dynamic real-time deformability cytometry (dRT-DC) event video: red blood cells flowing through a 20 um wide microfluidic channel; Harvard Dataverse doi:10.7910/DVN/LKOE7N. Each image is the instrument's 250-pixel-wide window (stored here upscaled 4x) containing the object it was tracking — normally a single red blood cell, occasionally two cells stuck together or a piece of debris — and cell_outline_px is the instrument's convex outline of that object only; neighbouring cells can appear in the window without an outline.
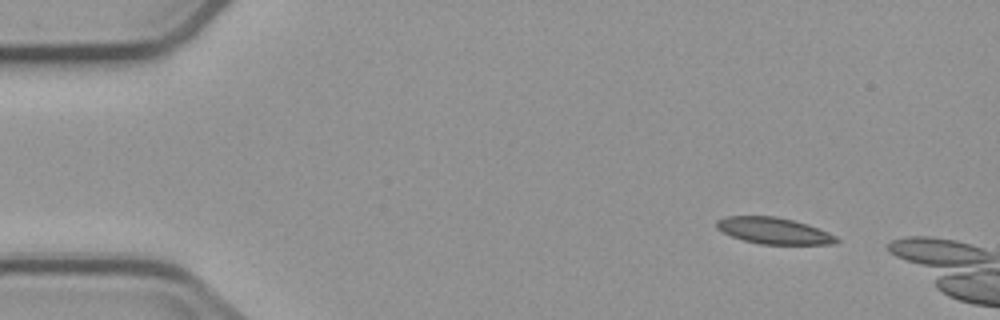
{"species": "common noctule bat (a hibernating species)", "species_latin": "Nyctalus noctula", "temperature_condition": "cold", "stored_images_in_passage": 5, "camera_frame_rate_fps": 3000, "um_per_image_px": 0.085, "animal": {"sex": "male", "body_mass_g": 23.1, "forearm_length_mm": 52.7}, "frame": {"image": 1, "passage_image": 1, "time_ms": 0.0, "image_size_px": [1000, 320], "cell_outline_px": [[840, 240], [836, 244], [760, 244], [744, 240], [732, 236], [716, 228], [716, 220], [728, 216], [776, 216], [808, 224], [828, 232], [836, 236]], "centroid_in_image_um": [65.79, 19.61], "position_along_channel_um": 19.2, "area_um2": 18.38}}